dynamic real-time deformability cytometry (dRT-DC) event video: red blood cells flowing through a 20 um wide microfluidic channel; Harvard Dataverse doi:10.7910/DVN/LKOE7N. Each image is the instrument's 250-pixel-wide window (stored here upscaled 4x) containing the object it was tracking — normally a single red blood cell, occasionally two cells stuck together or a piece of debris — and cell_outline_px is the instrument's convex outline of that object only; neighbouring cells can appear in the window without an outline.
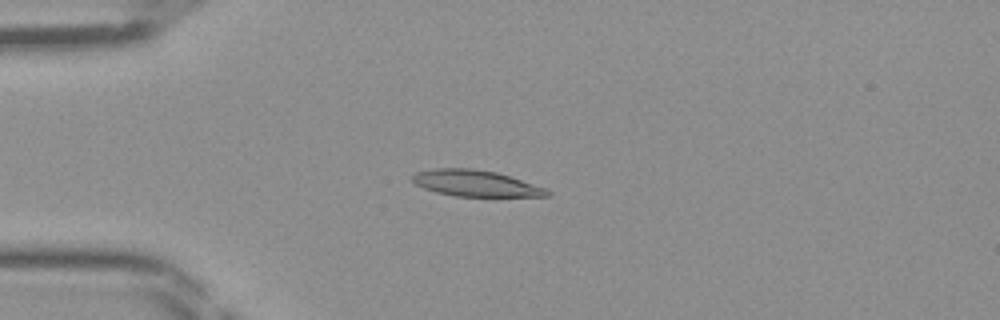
{"species": "Egyptian fruit bat (a non-hibernating species)", "species_latin": "Rousettus aegyptiacus", "temperature_condition": "room temperature", "stored_images_in_passage": 46, "camera_frame_rate_fps": 3000, "um_per_image_px": 0.085, "frame": {"image": 1, "passage_image": 12, "time_ms": 3.667, "image_size_px": [1000, 320], "cell_outline_px": [[552, 196], [456, 196], [436, 192], [424, 188], [416, 184], [412, 180], [412, 176], [416, 172], [436, 168], [472, 168], [496, 172], [548, 188], [552, 192]], "centroid_in_image_um": [40.47, 15.58], "position_along_channel_um": 44.5, "area_um2": 20.58}}
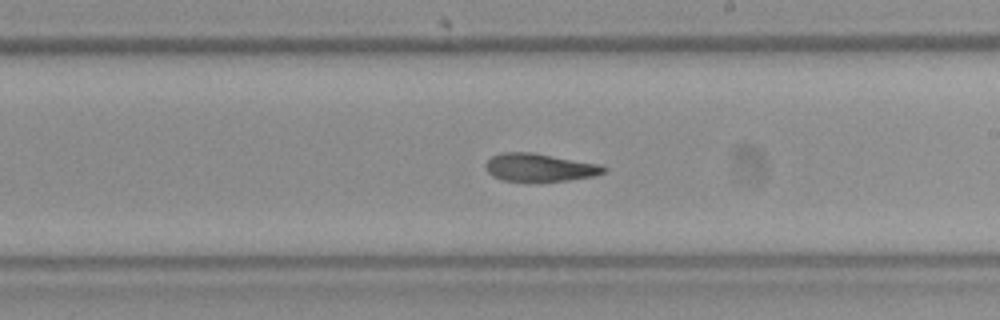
{"frame": {"image": 2, "passage_image": 27, "time_ms": 8.667, "image_size_px": [1000, 320], "cell_outline_px": [[608, 168], [604, 172], [596, 176], [568, 180], [504, 180], [492, 176], [484, 168], [484, 164], [492, 156], [500, 152], [532, 152], [604, 164]], "centroid_in_image_um": [45.91, 14.21], "position_along_channel_um": 243.1, "area_um2": 19.31}}
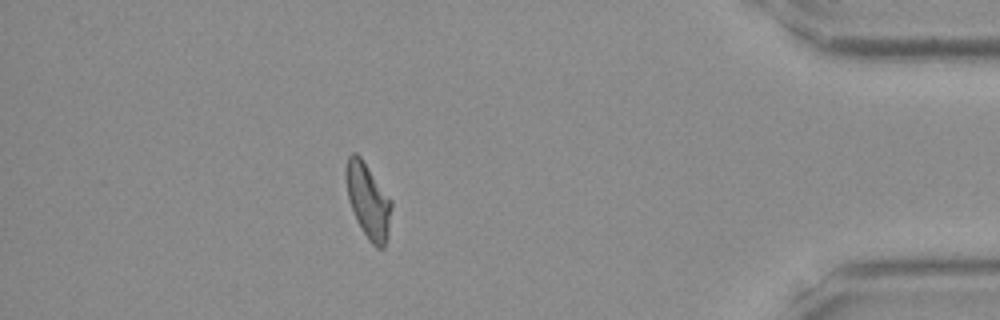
{"frame": {"image": 3, "passage_image": 41, "time_ms": 13.333, "image_size_px": [1000, 320], "cell_outline_px": [[392, 208], [388, 236], [384, 248], [376, 248], [368, 240], [356, 220], [348, 200], [344, 176], [344, 168], [348, 156], [352, 152], [356, 152], [360, 156], [392, 200]], "centroid_in_image_um": [31.27, 17.06], "position_along_channel_um": 403.9, "area_um2": 20.23}}